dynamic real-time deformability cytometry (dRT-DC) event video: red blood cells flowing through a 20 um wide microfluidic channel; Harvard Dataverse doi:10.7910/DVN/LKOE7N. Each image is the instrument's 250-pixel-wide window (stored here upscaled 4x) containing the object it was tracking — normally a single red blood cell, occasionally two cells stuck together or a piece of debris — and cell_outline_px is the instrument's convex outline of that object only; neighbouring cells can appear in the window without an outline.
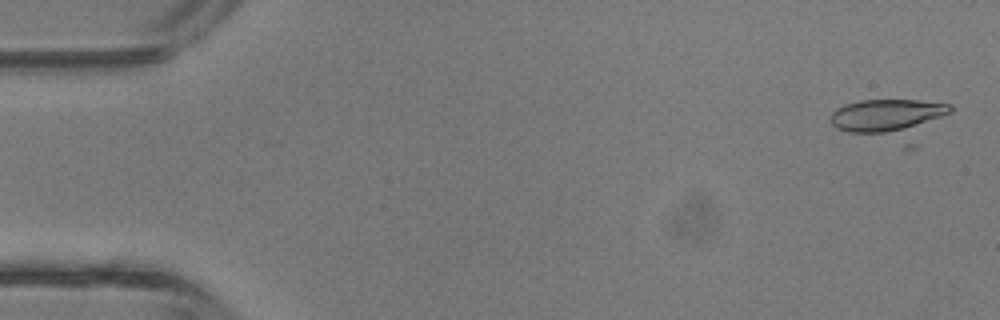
{"species": "common noctule bat (a hibernating species)", "species_latin": "Nyctalus noctula", "temperature_condition": "room temperature", "stored_images_in_passage": 3, "camera_frame_rate_fps": 3000, "um_per_image_px": 0.085, "animal": {"sex": "male", "body_mass_g": 13.3}, "frame": {"image": 1, "passage_image": 1, "time_ms": 0.0, "image_size_px": [1000, 320], "cell_outline_px": [[952, 112], [904, 132], [848, 132], [836, 128], [832, 124], [832, 112], [836, 108], [844, 104], [860, 100], [916, 100], [952, 104]], "centroid_in_image_um": [75.39, 9.79], "position_along_channel_um": 9.6, "area_um2": 22.54}}
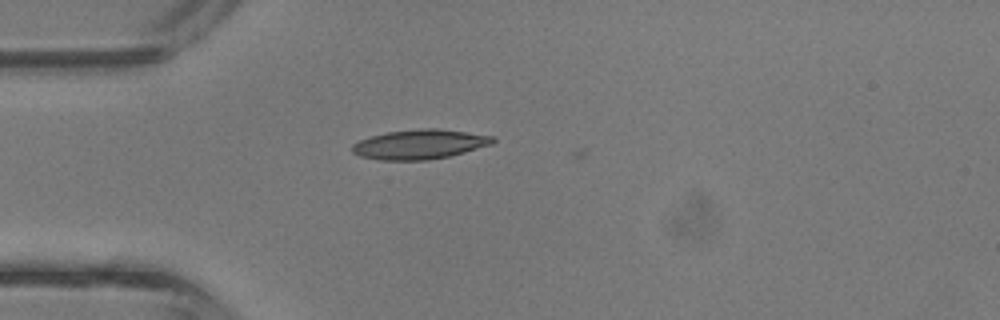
{"frame": {"image": 2, "passage_image": 3, "time_ms": 0.667, "image_size_px": [1000, 320], "cell_outline_px": [[496, 140], [492, 144], [464, 152], [448, 156], [428, 160], [380, 160], [360, 156], [352, 152], [352, 144], [360, 140], [372, 136], [388, 132], [420, 128], [440, 128], [492, 136]], "centroid_in_image_um": [35.66, 12.26], "position_along_channel_um": 49.3, "area_um2": 24.1}}